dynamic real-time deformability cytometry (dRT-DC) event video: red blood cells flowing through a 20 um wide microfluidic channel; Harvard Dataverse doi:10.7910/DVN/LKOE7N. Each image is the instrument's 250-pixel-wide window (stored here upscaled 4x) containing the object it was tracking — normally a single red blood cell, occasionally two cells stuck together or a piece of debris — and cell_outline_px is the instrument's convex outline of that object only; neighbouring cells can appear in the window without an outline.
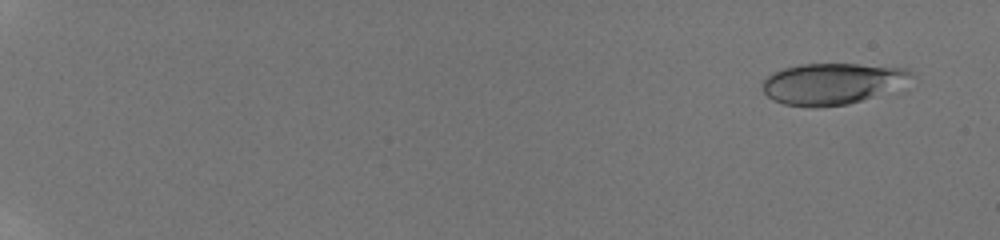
{"species": "human", "species_latin": "Homo sapiens", "temperature_condition": "room temperature", "stored_images_in_passage": 39, "camera_frame_rate_fps": 3000, "um_per_image_px": 0.085, "donor": {"sex": "male"}, "frame": {"image": 1, "passage_image": 6, "time_ms": 1.0, "image_size_px": [1000, 240], "cell_outline_px": [[912, 76], [872, 96], [848, 104], [816, 108], [784, 104], [772, 100], [764, 92], [764, 80], [772, 72], [784, 68], [800, 64], [856, 64], [904, 68], [912, 72]], "centroid_in_image_um": [70.59, 7.11], "position_along_channel_um": 14.4, "area_um2": 34.68}}
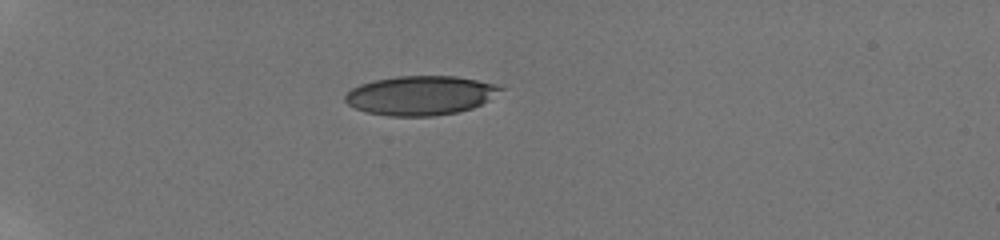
{"frame": {"image": 2, "passage_image": 33, "time_ms": 6.0, "image_size_px": [1000, 240], "cell_outline_px": [[504, 88], [488, 100], [472, 108], [456, 112], [432, 116], [388, 116], [364, 112], [348, 104], [344, 100], [344, 96], [352, 88], [360, 84], [372, 80], [396, 76], [456, 76], [496, 84]], "centroid_in_image_um": [35.7, 8.11], "position_along_channel_um": 49.3, "area_um2": 35.49}}